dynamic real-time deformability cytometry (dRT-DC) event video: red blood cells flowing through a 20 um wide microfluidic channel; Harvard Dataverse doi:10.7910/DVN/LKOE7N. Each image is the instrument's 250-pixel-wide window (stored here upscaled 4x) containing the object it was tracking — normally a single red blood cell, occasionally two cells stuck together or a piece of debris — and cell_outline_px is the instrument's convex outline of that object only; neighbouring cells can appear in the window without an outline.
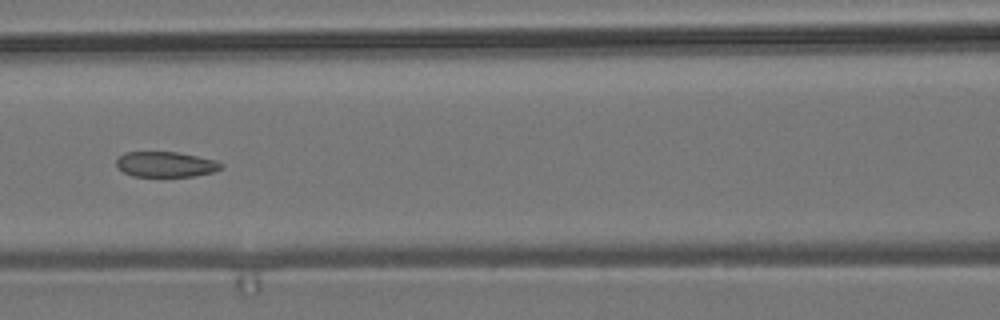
{"species": "common noctule bat (a hibernating species)", "species_latin": "Nyctalus noctula", "temperature_condition": "room temperature", "stored_images_in_passage": 3, "camera_frame_rate_fps": 3000, "um_per_image_px": 0.085, "animal": {"sex": "male", "body_mass_g": 19.2, "forearm_length_mm": 51.8}, "frame": {"image": 1, "passage_image": 3, "time_ms": 2.333, "image_size_px": [1000, 320], "cell_outline_px": [[224, 164], [220, 168], [212, 172], [196, 176], [132, 176], [124, 172], [116, 164], [116, 160], [124, 152], [176, 152], [216, 160]], "centroid_in_image_um": [14.08, 13.97], "position_along_channel_um": 152.5, "area_um2": 15.32}}